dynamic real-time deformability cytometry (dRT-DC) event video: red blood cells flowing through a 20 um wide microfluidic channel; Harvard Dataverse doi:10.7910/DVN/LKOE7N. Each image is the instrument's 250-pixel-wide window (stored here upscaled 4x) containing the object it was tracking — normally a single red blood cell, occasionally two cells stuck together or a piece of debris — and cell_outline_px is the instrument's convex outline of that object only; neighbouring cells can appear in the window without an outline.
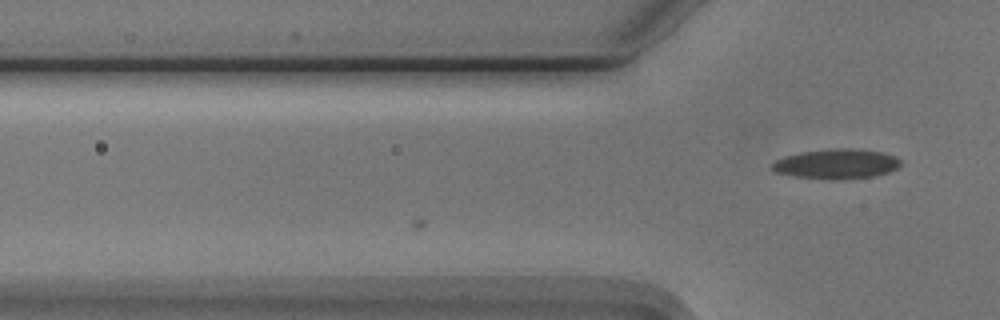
{"species": "Egyptian fruit bat (a non-hibernating species)", "species_latin": "Rousettus aegyptiacus", "temperature_condition": "cold", "stored_images_in_passage": 6, "camera_frame_rate_fps": 3000, "um_per_image_px": 0.085, "animal": {"sex": "male"}, "frame": {"image": 1, "passage_image": 6, "time_ms": 1.667, "image_size_px": [1000, 320], "cell_outline_px": [[900, 164], [896, 168], [888, 172], [876, 176], [840, 180], [832, 180], [792, 176], [776, 172], [772, 168], [772, 164], [776, 160], [784, 156], [800, 152], [832, 148], [852, 148], [880, 152], [896, 156], [900, 160]], "centroid_in_image_um": [71.09, 13.94], "position_along_channel_um": 54.7, "area_um2": 22.48}}